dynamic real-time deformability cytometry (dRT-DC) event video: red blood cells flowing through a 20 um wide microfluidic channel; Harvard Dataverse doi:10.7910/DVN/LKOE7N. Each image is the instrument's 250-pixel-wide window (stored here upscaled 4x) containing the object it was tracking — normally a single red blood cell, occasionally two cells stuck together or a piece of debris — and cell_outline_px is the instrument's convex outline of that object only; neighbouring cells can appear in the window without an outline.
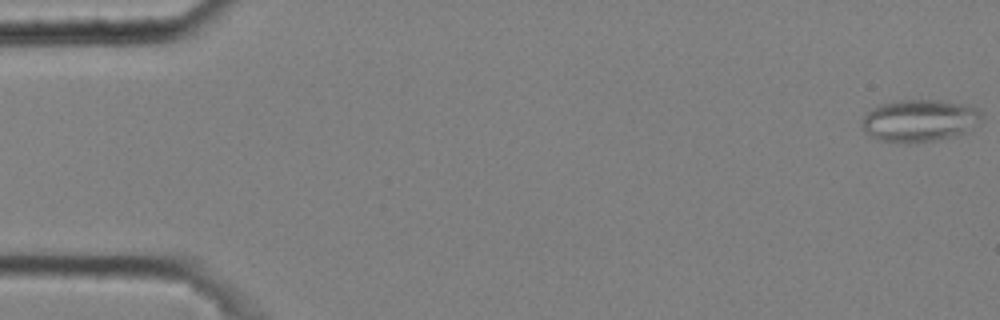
{"species": "common noctule bat (a hibernating species)", "species_latin": "Nyctalus noctula", "temperature_condition": "cold", "stored_images_in_passage": 51, "camera_frame_rate_fps": 3000, "um_per_image_px": 0.085, "animal": {"sex": "male", "body_mass_g": 20.4}, "frame": {"image": 1, "passage_image": 1, "time_ms": 0.0, "image_size_px": [1000, 320], "cell_outline_px": [[984, 116], [972, 132], [956, 136], [936, 140], [908, 144], [876, 140], [868, 136], [864, 132], [860, 124], [860, 120], [872, 108], [880, 104], [900, 100], [948, 100], [968, 104], [980, 108]], "centroid_in_image_um": [78.21, 10.26], "position_along_channel_um": 6.8, "area_um2": 30.69}}
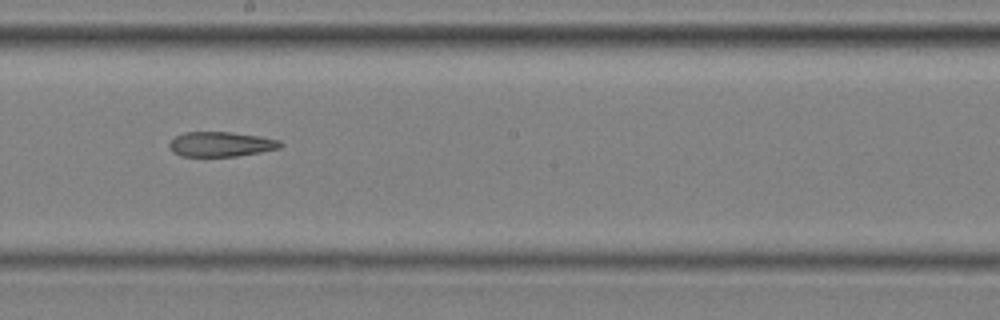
{"frame": {"image": 2, "passage_image": 31, "time_ms": 10.0, "image_size_px": [1000, 320], "cell_outline_px": [[284, 144], [280, 148], [260, 152], [236, 156], [180, 156], [172, 152], [168, 144], [176, 136], [184, 132], [232, 132], [260, 136], [280, 140]], "centroid_in_image_um": [18.79, 12.25], "position_along_channel_um": 229.4, "area_um2": 16.13}}
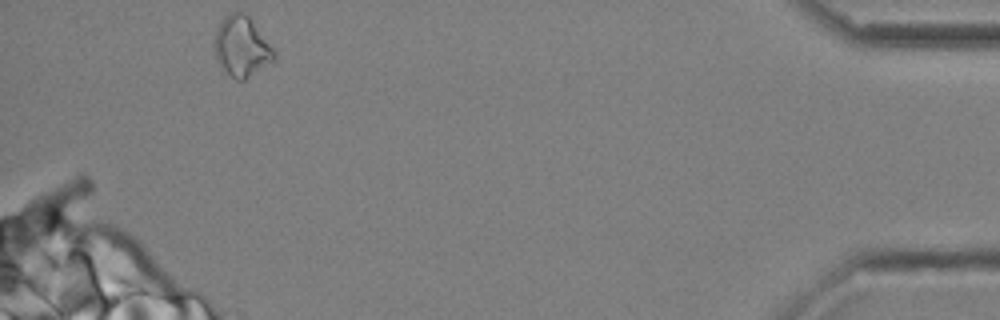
{"frame": {"image": 3, "passage_image": 51, "time_ms": 16.667, "image_size_px": [1000, 320], "cell_outline_px": [[276, 60], [244, 80], [236, 80], [220, 64], [216, 56], [216, 32], [220, 20], [224, 16], [232, 12], [244, 12], [248, 16], [276, 52]], "centroid_in_image_um": [20.58, 3.95], "position_along_channel_um": 414.6, "area_um2": 20.46}}